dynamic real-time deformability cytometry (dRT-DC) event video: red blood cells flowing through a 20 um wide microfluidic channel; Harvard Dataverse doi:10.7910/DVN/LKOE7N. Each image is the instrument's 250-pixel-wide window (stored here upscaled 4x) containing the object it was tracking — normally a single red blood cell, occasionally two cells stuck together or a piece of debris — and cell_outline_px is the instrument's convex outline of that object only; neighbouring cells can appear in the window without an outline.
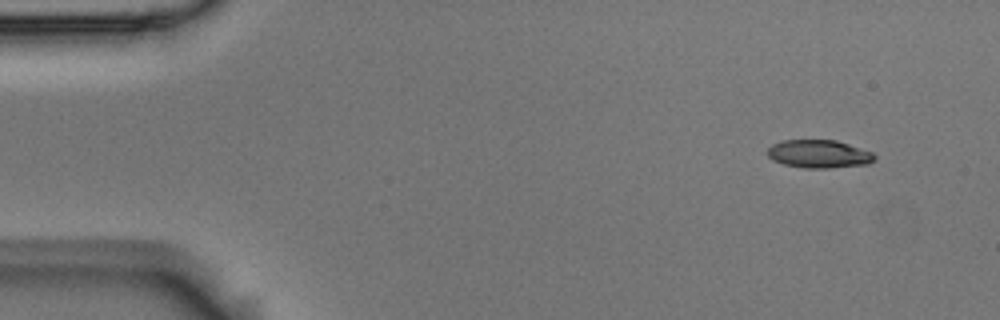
{"species": "Egyptian fruit bat (a non-hibernating species)", "species_latin": "Rousettus aegyptiacus", "temperature_condition": "room temperature", "stored_images_in_passage": 4, "camera_frame_rate_fps": 3000, "um_per_image_px": 0.085, "animal": {"sex": "male"}, "frame": {"image": 1, "passage_image": 1, "time_ms": 0.0, "image_size_px": [1000, 320], "cell_outline_px": [[876, 160], [868, 164], [828, 168], [804, 168], [784, 164], [772, 160], [768, 156], [768, 148], [772, 144], [784, 140], [836, 140], [872, 152], [876, 156]], "centroid_in_image_um": [69.62, 13.09], "position_along_channel_um": 15.4, "area_um2": 17.51}}
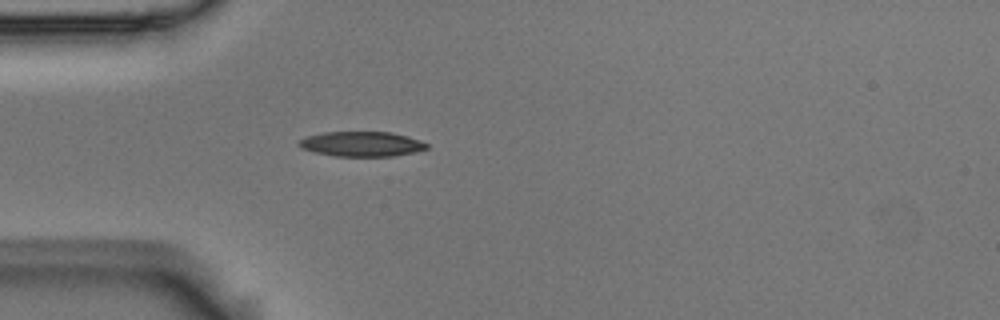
{"frame": {"image": 2, "passage_image": 4, "time_ms": 1.0, "image_size_px": [1000, 320], "cell_outline_px": [[428, 148], [416, 152], [392, 156], [336, 156], [312, 152], [300, 148], [296, 144], [300, 140], [308, 136], [324, 132], [392, 132], [408, 136], [420, 140], [428, 144]], "centroid_in_image_um": [30.74, 12.24], "position_along_channel_um": 54.3, "area_um2": 18.67}}